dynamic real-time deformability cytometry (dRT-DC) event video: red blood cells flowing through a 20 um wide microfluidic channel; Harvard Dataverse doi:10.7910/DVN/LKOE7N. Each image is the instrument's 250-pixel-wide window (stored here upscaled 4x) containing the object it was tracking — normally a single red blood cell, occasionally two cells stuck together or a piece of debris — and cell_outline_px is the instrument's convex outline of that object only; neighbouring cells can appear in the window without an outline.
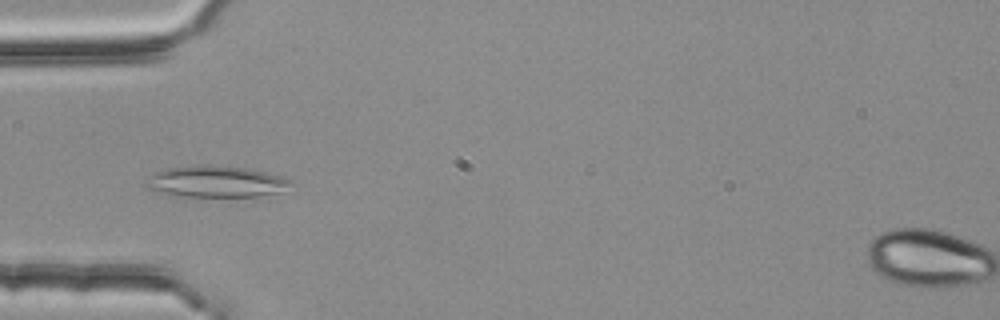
{"species": "common noctule bat (a hibernating species)", "species_latin": "Nyctalus noctula", "temperature_condition": "room temperature", "stored_images_in_passage": 2, "camera_frame_rate_fps": 3000, "um_per_image_px": 0.085, "animal": {"sex": "female", "body_mass_g": 25.1}, "frame": {"image": 1, "passage_image": 1, "time_ms": 0.0, "image_size_px": [1000, 320], "cell_outline_px": [[296, 184], [280, 192], [256, 196], [168, 196], [156, 192], [148, 188], [144, 184], [148, 176], [164, 168], [212, 164], [248, 168], [280, 176]], "centroid_in_image_um": [18.3, 15.43], "position_along_channel_um": 66.7, "area_um2": 26.76}}